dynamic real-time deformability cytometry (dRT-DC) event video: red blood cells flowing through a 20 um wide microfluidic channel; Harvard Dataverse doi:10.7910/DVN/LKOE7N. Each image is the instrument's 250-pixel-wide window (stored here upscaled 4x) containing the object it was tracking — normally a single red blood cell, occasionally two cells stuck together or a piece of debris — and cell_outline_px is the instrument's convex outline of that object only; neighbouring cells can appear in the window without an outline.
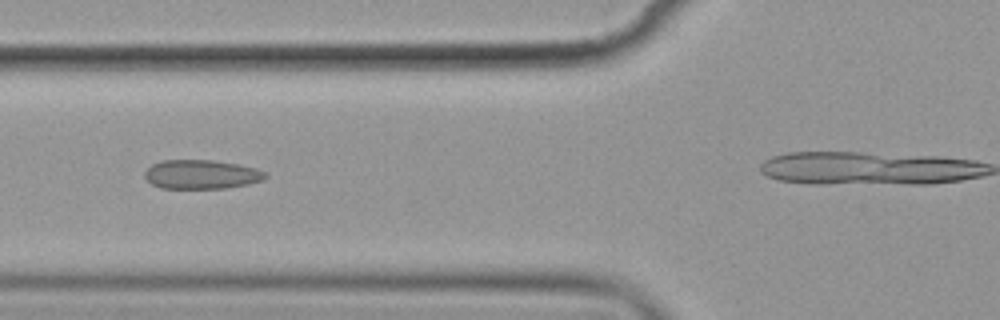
{"species": "common noctule bat (a hibernating species)", "species_latin": "Nyctalus noctula", "temperature_condition": "cold", "stored_images_in_passage": 8, "camera_frame_rate_fps": 3000, "um_per_image_px": 0.085, "animal": {"sex": "female", "body_mass_g": 19.9}, "frame": {"image": 1, "passage_image": 7, "time_ms": 7.0, "image_size_px": [1000, 320], "cell_outline_px": [[268, 176], [264, 180], [248, 184], [224, 188], [160, 188], [152, 184], [144, 176], [144, 172], [152, 164], [160, 160], [212, 160], [240, 164], [256, 168], [264, 172]], "centroid_in_image_um": [17.12, 14.82], "position_along_channel_um": 108.7, "area_um2": 20.52}}